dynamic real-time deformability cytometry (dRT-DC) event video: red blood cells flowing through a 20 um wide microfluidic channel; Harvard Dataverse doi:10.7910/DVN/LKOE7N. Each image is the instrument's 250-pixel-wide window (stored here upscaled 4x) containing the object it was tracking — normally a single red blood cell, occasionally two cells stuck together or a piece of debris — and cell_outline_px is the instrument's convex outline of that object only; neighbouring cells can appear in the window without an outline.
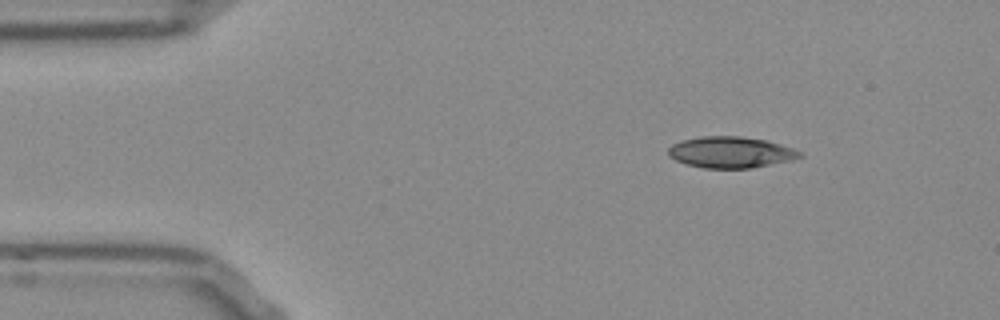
{"species": "Egyptian fruit bat (a non-hibernating species)", "species_latin": "Rousettus aegyptiacus", "temperature_condition": "room temperature", "stored_images_in_passage": 46, "camera_frame_rate_fps": 3000, "um_per_image_px": 0.085, "frame": {"image": 1, "passage_image": 1, "time_ms": 0.0, "image_size_px": [1000, 320], "cell_outline_px": [[804, 156], [792, 160], [748, 168], [704, 168], [688, 164], [676, 160], [668, 156], [668, 148], [672, 144], [684, 140], [700, 136], [740, 136], [764, 140], [792, 148], [800, 152]], "centroid_in_image_um": [62.08, 12.94], "position_along_channel_um": 22.9, "area_um2": 23.64}}
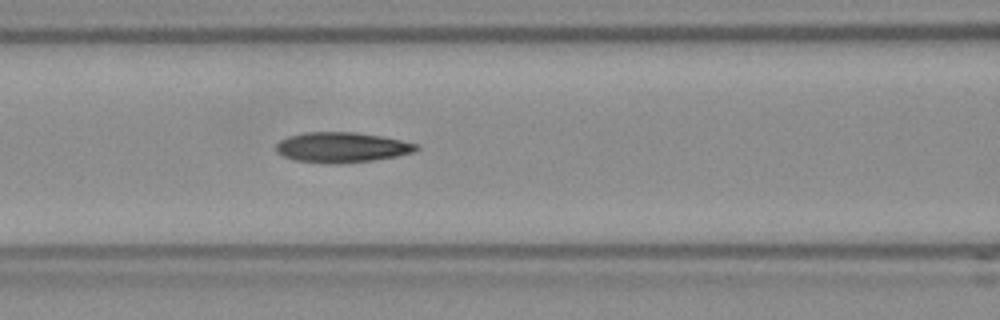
{"frame": {"image": 2, "passage_image": 15, "time_ms": 4.667, "image_size_px": [1000, 320], "cell_outline_px": [[420, 148], [412, 152], [396, 156], [372, 160], [340, 164], [332, 164], [296, 160], [284, 156], [276, 152], [276, 144], [280, 140], [288, 136], [304, 132], [356, 132], [380, 136], [400, 140], [416, 144]], "centroid_in_image_um": [29.01, 12.52], "position_along_channel_um": 137.6, "area_um2": 24.57}}
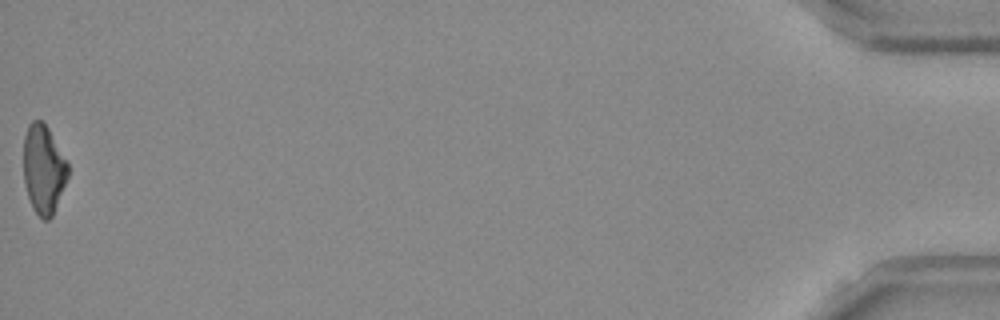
{"frame": {"image": 3, "passage_image": 46, "time_ms": 15.0, "image_size_px": [1000, 320], "cell_outline_px": [[68, 176], [52, 216], [48, 220], [44, 220], [36, 212], [28, 196], [24, 184], [24, 136], [28, 124], [32, 120], [40, 120], [48, 128], [68, 164]], "centroid_in_image_um": [3.69, 14.37], "position_along_channel_um": 431.5, "area_um2": 22.6}, "authors_computed_cell_mechanics": {"area_um2": 24.0737, "velocity_mm_per_s": 3.8668, "shape_relaxation_time_tau1_ms": 8.6478, "shape_relaxation_time_tau2_ms": 3.0033, "deformation_change_tau1": 0.2371, "deformation_change_tau2": 0.1095}}